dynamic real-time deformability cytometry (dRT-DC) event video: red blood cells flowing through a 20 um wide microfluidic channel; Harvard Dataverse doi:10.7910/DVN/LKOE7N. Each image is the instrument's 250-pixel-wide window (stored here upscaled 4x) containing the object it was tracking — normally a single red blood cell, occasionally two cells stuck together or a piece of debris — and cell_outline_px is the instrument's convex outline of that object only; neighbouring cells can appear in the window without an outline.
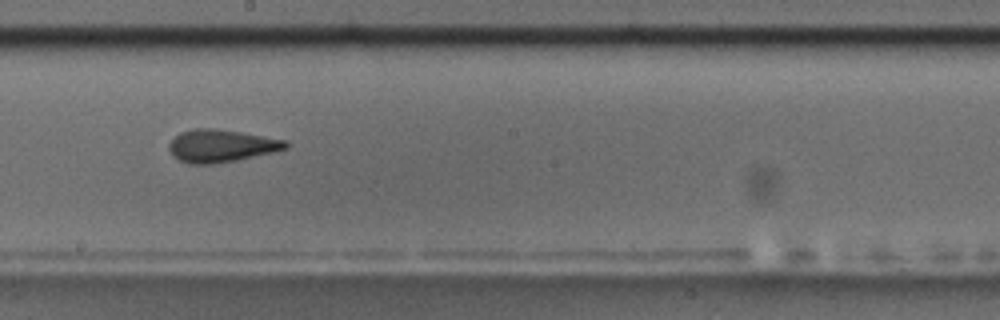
{"species": "common noctule bat (a hibernating species)", "species_latin": "Nyctalus noctula", "temperature_condition": "room temperature", "stored_images_in_passage": 12, "camera_frame_rate_fps": 3000, "um_per_image_px": 0.085, "animal": {"sex": "male", "body_mass_g": 17.5, "forearm_length_mm": 52.3}, "frame": {"image": 1, "passage_image": 6, "time_ms": 6.667, "image_size_px": [1000, 320], "cell_outline_px": [[288, 148], [272, 152], [236, 160], [212, 164], [188, 164], [172, 156], [168, 148], [168, 144], [180, 132], [196, 128], [216, 128], [288, 140]], "centroid_in_image_um": [18.78, 12.39], "position_along_channel_um": 229.4, "area_um2": 22.14}}
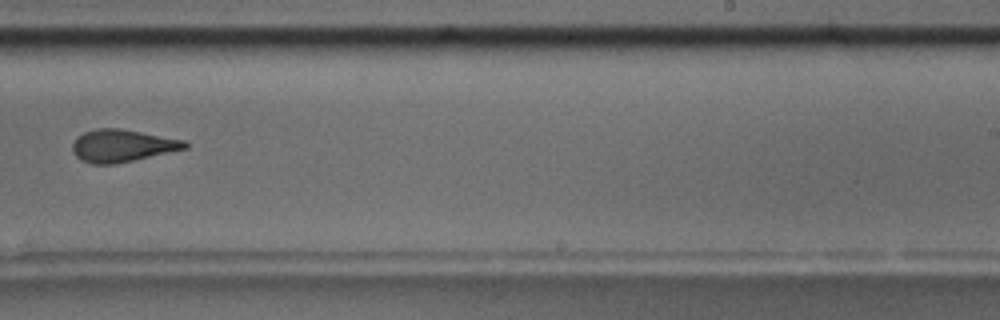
{"frame": {"image": 2, "passage_image": 7, "time_ms": 8.0, "image_size_px": [1000, 320], "cell_outline_px": [[188, 148], [116, 164], [92, 164], [80, 160], [72, 152], [72, 144], [76, 136], [84, 132], [96, 128], [120, 128], [188, 140]], "centroid_in_image_um": [10.39, 12.38], "position_along_channel_um": 278.6, "area_um2": 21.56}}